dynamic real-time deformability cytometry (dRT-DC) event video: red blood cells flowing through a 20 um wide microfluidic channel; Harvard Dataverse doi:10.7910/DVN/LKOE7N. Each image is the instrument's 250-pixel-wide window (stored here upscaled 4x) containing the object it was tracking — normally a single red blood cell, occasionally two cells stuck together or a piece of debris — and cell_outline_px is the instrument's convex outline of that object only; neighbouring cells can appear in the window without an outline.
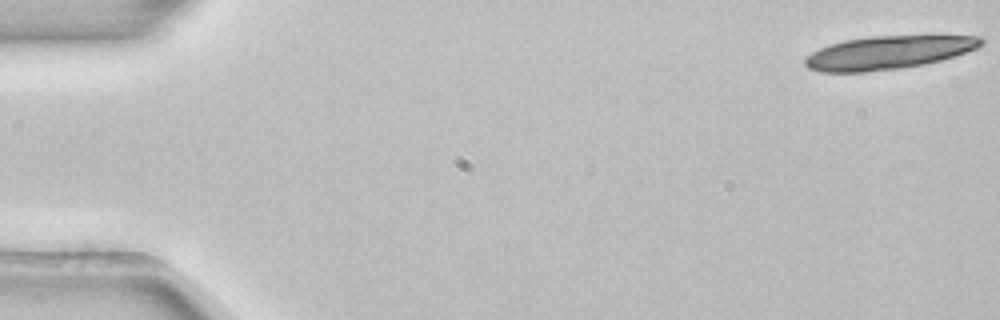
{"species": "common noctule bat (a hibernating species)", "species_latin": "Nyctalus noctula", "temperature_condition": "room temperature", "stored_images_in_passage": 19, "camera_frame_rate_fps": 3000, "um_per_image_px": 0.085, "animal": {"sex": "female", "body_mass_g": 22.7, "forearm_length_mm": 54.2}, "frame": {"image": 1, "passage_image": 1, "time_ms": 0.0, "image_size_px": [1000, 320], "cell_outline_px": [[984, 44], [976, 48], [956, 56], [924, 64], [900, 68], [864, 72], [820, 72], [808, 68], [804, 64], [804, 60], [812, 52], [828, 44], [844, 40], [872, 36], [980, 36], [984, 40]], "centroid_in_image_um": [75.48, 4.47], "position_along_channel_um": 9.5, "area_um2": 34.04}}